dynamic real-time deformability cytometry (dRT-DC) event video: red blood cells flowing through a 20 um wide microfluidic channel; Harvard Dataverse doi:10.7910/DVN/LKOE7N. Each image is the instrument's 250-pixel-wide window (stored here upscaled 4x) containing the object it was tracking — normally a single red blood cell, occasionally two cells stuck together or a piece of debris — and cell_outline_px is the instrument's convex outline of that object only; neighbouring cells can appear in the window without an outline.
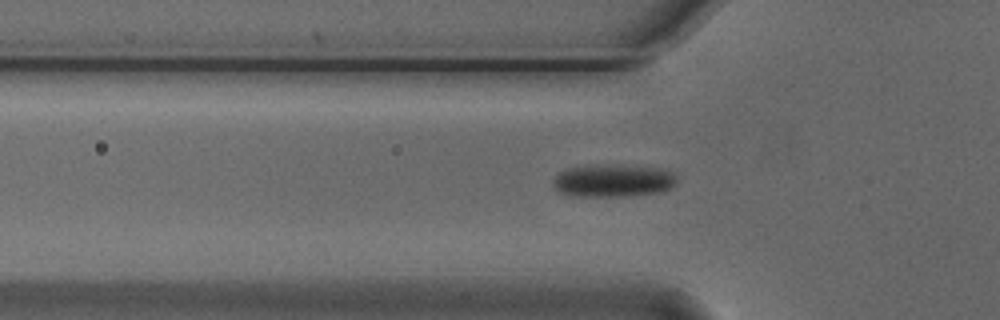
{"species": "Egyptian fruit bat (a non-hibernating species)", "species_latin": "Rousettus aegyptiacus", "temperature_condition": "cold", "stored_images_in_passage": 31, "camera_frame_rate_fps": 3000, "um_per_image_px": 0.085, "animal": {"sex": "male"}, "frame": {"image": 1, "passage_image": 5, "time_ms": 1.333, "image_size_px": [1000, 320], "cell_outline_px": [[676, 184], [664, 192], [624, 196], [568, 196], [556, 192], [552, 188], [552, 180], [564, 168], [584, 164], [620, 164], [660, 168], [672, 172], [676, 176]], "centroid_in_image_um": [52.04, 15.34], "position_along_channel_um": 73.8, "area_um2": 24.51}}
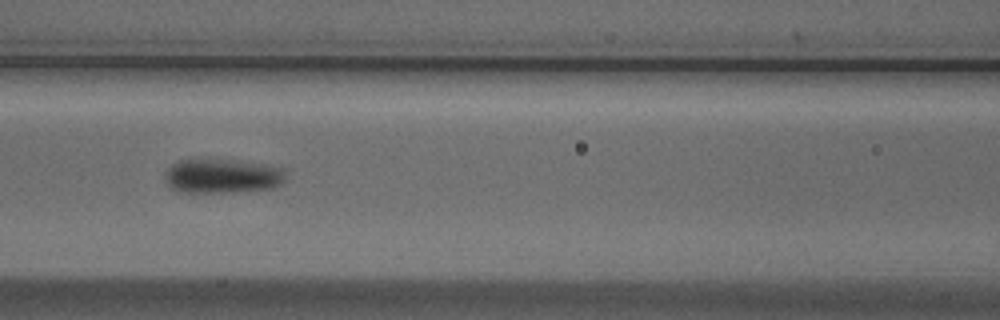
{"frame": {"image": 2, "passage_image": 11, "time_ms": 3.333, "image_size_px": [1000, 320], "cell_outline_px": [[284, 180], [280, 184], [272, 188], [232, 192], [176, 192], [168, 188], [164, 172], [176, 160], [192, 156], [208, 156], [236, 160], [260, 164], [280, 168], [284, 172]], "centroid_in_image_um": [18.74, 14.91], "position_along_channel_um": 147.9, "area_um2": 25.14}}
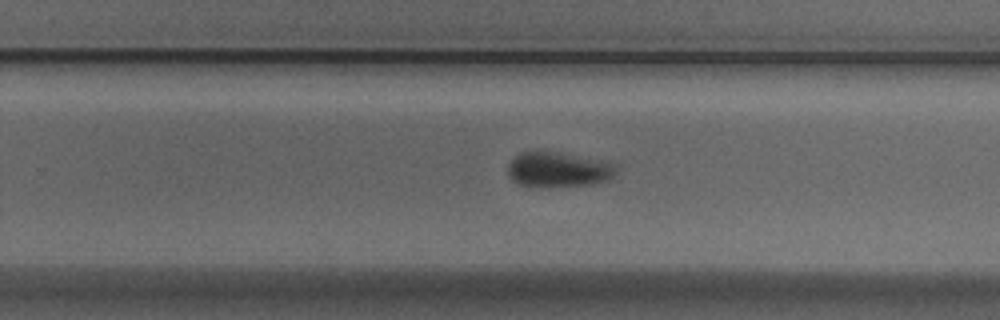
{"frame": {"image": 3, "passage_image": 22, "time_ms": 7.0, "image_size_px": [1000, 320], "cell_outline_px": [[616, 172], [608, 180], [592, 184], [520, 184], [512, 180], [508, 176], [508, 164], [512, 156], [520, 152], [536, 148], [608, 160], [616, 164]], "centroid_in_image_um": [47.45, 14.3], "position_along_channel_um": 282.4, "area_um2": 22.25}, "authors_computed_cell_mechanics": {"area_um2": 22.9466, "velocity_mm_per_s": 3.6876, "shape_relaxation_time_tau1_ms": 7.1061, "shape_relaxation_time_tau2_ms": null, "deformation_change_tau1": 0.1244, "deformation_change_tau2": null}}